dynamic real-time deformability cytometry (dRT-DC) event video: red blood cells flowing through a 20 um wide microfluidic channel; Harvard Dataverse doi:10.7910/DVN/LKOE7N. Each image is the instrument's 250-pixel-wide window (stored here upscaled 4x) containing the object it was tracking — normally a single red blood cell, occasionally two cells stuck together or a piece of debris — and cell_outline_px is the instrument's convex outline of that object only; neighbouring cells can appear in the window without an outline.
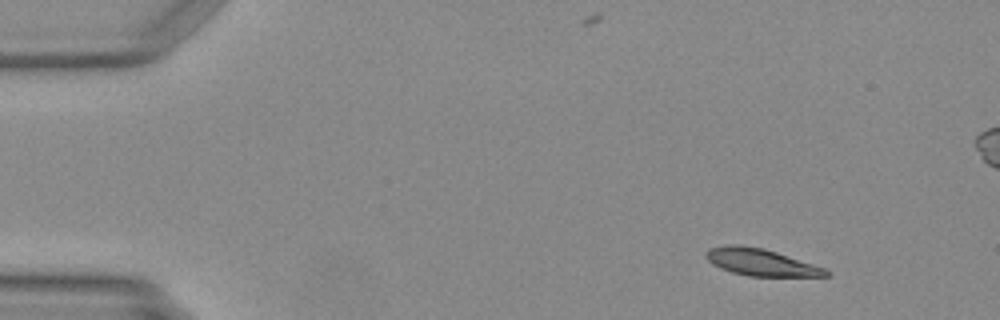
{"species": "Egyptian fruit bat (a non-hibernating species)", "species_latin": "Rousettus aegyptiacus", "temperature_condition": "warm", "stored_images_in_passage": 45, "camera_frame_rate_fps": 3000, "um_per_image_px": 0.085, "animal": {"sex": "female"}, "frame": {"image": 1, "passage_image": 1, "time_ms": 0.0, "image_size_px": [1000, 320], "cell_outline_px": [[828, 276], [748, 276], [732, 272], [720, 268], [712, 264], [704, 256], [704, 252], [708, 248], [728, 244], [740, 244], [764, 248], [824, 268], [828, 272]], "centroid_in_image_um": [64.57, 22.27], "position_along_channel_um": 20.4, "area_um2": 18.79}}
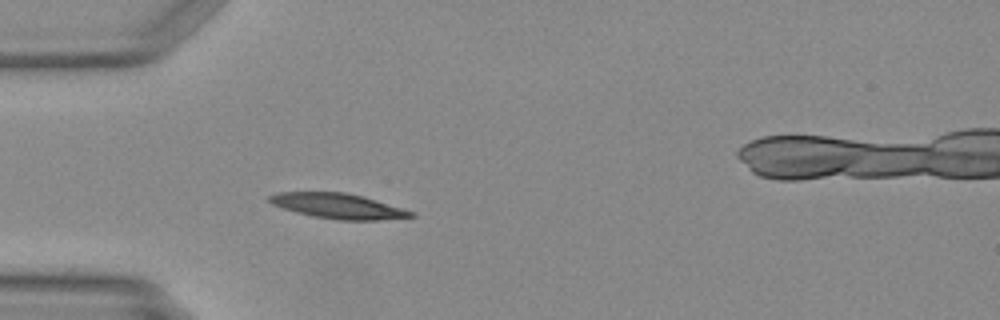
{"frame": {"image": 2, "passage_image": 10, "time_ms": 3.0, "image_size_px": [1000, 320], "cell_outline_px": [[416, 216], [380, 220], [340, 220], [312, 216], [296, 212], [272, 204], [268, 200], [268, 196], [280, 192], [344, 192], [364, 196], [416, 212]], "centroid_in_image_um": [28.78, 17.51], "position_along_channel_um": 56.2, "area_um2": 20.75}}
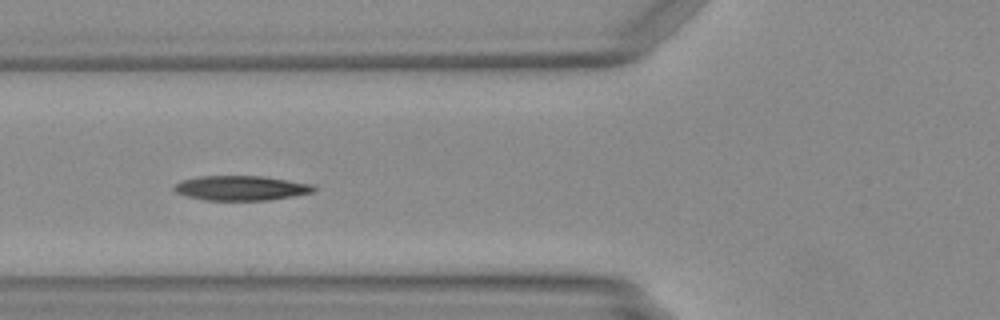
{"frame": {"image": 3, "passage_image": 14, "time_ms": 4.333, "image_size_px": [1000, 320], "cell_outline_px": [[316, 188], [312, 192], [292, 196], [268, 200], [204, 200], [188, 196], [176, 192], [172, 188], [176, 184], [184, 180], [200, 176], [264, 176], [312, 184]], "centroid_in_image_um": [20.49, 15.98], "position_along_channel_um": 105.3, "area_um2": 19.88}}